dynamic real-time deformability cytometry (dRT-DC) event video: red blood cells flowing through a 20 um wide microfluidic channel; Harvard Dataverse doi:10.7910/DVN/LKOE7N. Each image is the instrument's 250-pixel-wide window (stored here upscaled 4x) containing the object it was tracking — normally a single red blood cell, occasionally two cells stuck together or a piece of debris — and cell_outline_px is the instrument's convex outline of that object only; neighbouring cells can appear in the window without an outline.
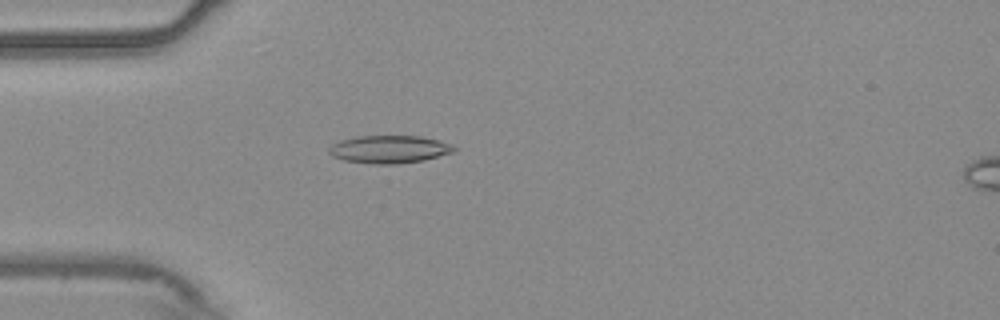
{"species": "common noctule bat (a hibernating species)", "species_latin": "Nyctalus noctula", "temperature_condition": "warm", "stored_images_in_passage": 54, "camera_frame_rate_fps": 3000, "um_per_image_px": 0.085, "animal": {"sex": "male", "body_mass_g": 20.4}, "frame": {"image": 1, "passage_image": 16, "time_ms": 5.0, "image_size_px": [1000, 320], "cell_outline_px": [[456, 148], [452, 152], [424, 160], [396, 164], [372, 164], [344, 160], [332, 156], [328, 152], [328, 148], [332, 144], [340, 140], [356, 136], [420, 136], [440, 140], [452, 144]], "centroid_in_image_um": [33.07, 12.68], "position_along_channel_um": 51.9, "area_um2": 20.29}}
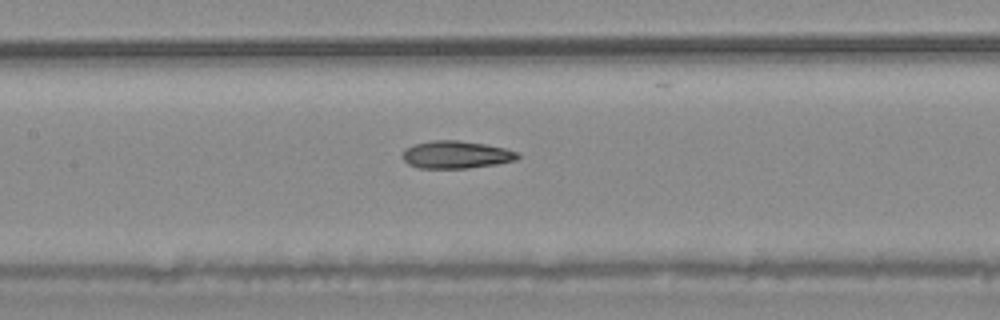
{"frame": {"image": 2, "passage_image": 26, "time_ms": 8.333, "image_size_px": [1000, 320], "cell_outline_px": [[520, 156], [516, 160], [496, 164], [468, 168], [420, 168], [408, 164], [400, 156], [412, 144], [432, 140], [456, 140], [484, 144], [504, 148], [516, 152]], "centroid_in_image_um": [38.74, 13.15], "position_along_channel_um": 168.7, "area_um2": 18.38}}
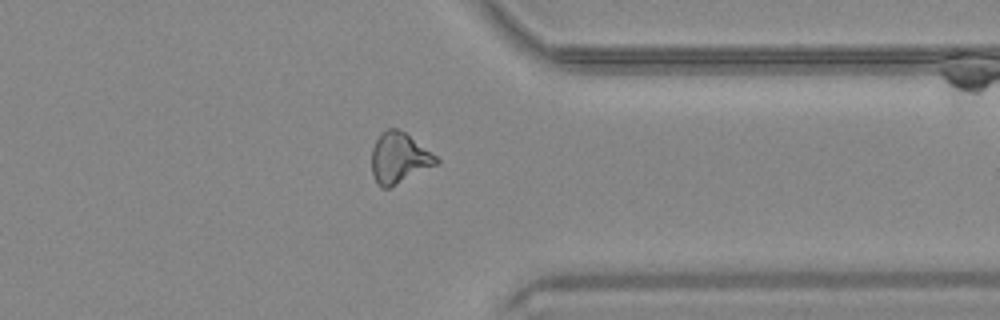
{"frame": {"image": 3, "passage_image": 43, "time_ms": 14.0, "image_size_px": [1000, 320], "cell_outline_px": [[440, 160], [436, 164], [388, 188], [380, 188], [372, 176], [372, 148], [376, 140], [388, 128], [396, 128], [404, 132], [436, 156]], "centroid_in_image_um": [33.88, 13.44], "position_along_channel_um": 377.5, "area_um2": 18.55}, "authors_computed_cell_mechanics": {"area_um2": 18.8139, "velocity_mm_per_s": 3.7666, "shape_relaxation_time_tau1_ms": 8.8693, "shape_relaxation_time_tau2_ms": 4.2272, "deformation_change_tau1": 0.2157, "deformation_change_tau2": 0.1426}}